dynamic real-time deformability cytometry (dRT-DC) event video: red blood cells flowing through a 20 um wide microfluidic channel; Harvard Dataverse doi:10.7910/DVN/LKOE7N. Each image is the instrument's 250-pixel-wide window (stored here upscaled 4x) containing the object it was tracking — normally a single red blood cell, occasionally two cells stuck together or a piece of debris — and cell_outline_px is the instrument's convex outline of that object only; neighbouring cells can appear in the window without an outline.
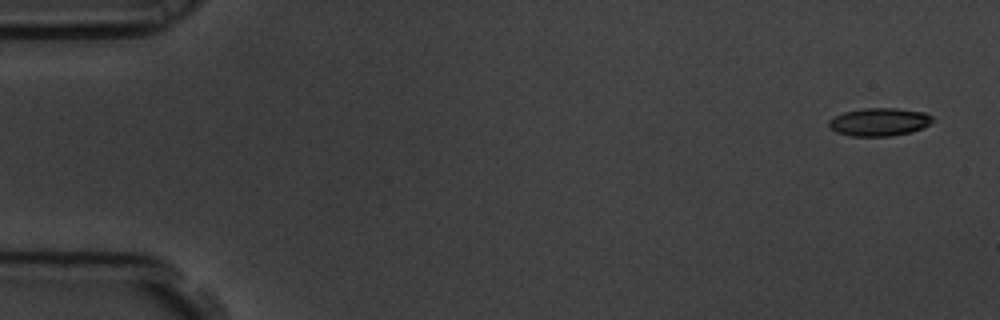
{"species": "common noctule bat (a hibernating species)", "species_latin": "Nyctalus noctula", "temperature_condition": "room temperature", "stored_images_in_passage": 5, "camera_frame_rate_fps": 3000, "um_per_image_px": 0.085, "animal": {"sex": "male", "body_mass_g": 19.5, "forearm_length_mm": 54.6}, "frame": {"image": 1, "passage_image": 1, "time_ms": 0.0, "image_size_px": [1000, 320], "cell_outline_px": [[932, 120], [928, 124], [912, 132], [892, 136], [852, 136], [836, 132], [828, 128], [828, 120], [844, 112], [864, 108], [896, 108], [924, 112], [932, 116]], "centroid_in_image_um": [74.7, 10.37], "position_along_channel_um": 10.3, "area_um2": 16.88}}
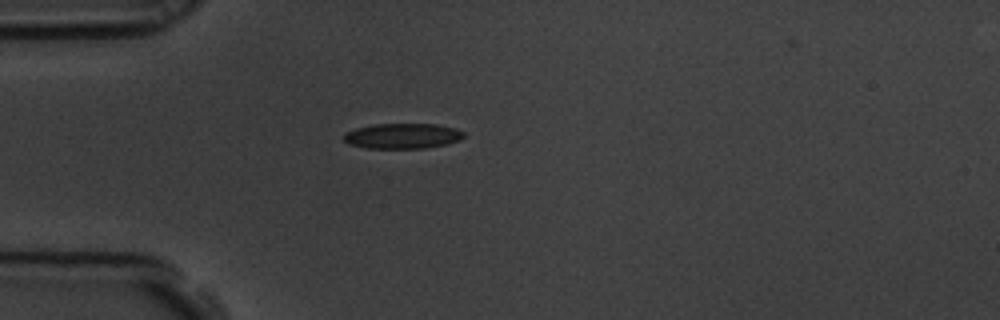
{"frame": {"image": 2, "passage_image": 5, "time_ms": 1.333, "image_size_px": [1000, 320], "cell_outline_px": [[464, 136], [460, 140], [448, 144], [424, 148], [368, 148], [348, 144], [344, 140], [344, 132], [356, 128], [376, 124], [436, 124], [456, 128], [464, 132]], "centroid_in_image_um": [34.23, 11.55], "position_along_channel_um": 50.8, "area_um2": 17.74}}